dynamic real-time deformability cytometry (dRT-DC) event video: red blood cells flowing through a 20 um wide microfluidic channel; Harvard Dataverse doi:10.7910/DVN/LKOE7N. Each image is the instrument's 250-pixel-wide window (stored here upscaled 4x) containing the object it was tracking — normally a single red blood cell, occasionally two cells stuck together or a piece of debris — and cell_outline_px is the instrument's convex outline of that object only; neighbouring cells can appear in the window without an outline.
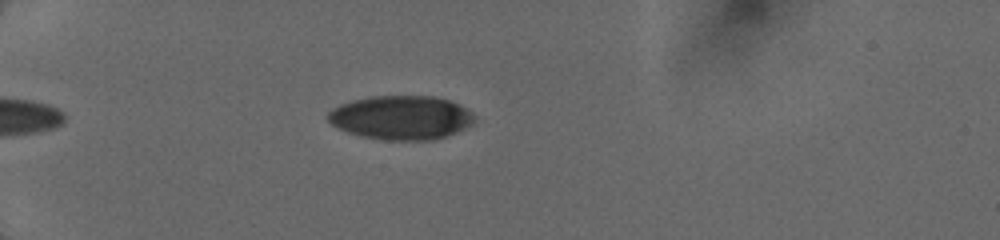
{"species": "human", "species_latin": "Homo sapiens", "temperature_condition": "cold", "stored_images_in_passage": 3, "camera_frame_rate_fps": 3000, "um_per_image_px": 0.085, "donor": {"sex": "female"}, "frame": {"image": 1, "passage_image": 1, "time_ms": 0.0, "image_size_px": [1000, 240], "cell_outline_px": [[476, 120], [472, 124], [456, 132], [444, 136], [428, 140], [388, 140], [364, 136], [348, 132], [332, 124], [324, 116], [332, 108], [340, 104], [352, 100], [368, 96], [432, 96], [448, 100], [460, 104], [468, 108], [476, 116]], "centroid_in_image_um": [34.1, 9.97], "position_along_channel_um": 50.9, "area_um2": 37.57}}